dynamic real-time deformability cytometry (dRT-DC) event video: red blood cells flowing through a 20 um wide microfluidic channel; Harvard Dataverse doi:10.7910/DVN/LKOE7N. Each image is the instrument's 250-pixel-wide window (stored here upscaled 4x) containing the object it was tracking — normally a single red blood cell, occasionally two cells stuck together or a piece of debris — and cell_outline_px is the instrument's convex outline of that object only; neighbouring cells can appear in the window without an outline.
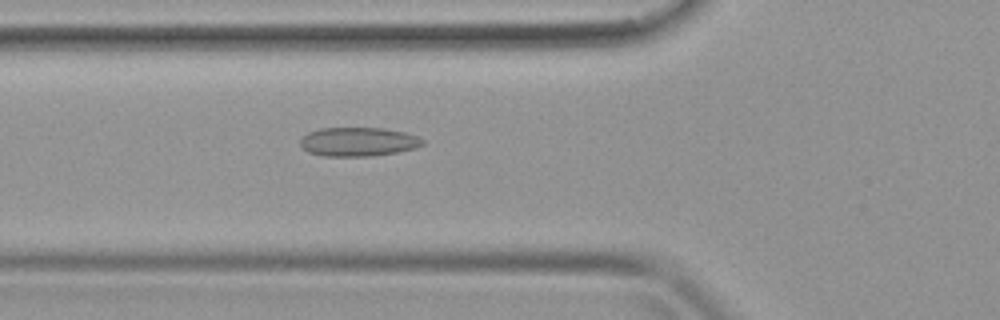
{"species": "common noctule bat (a hibernating species)", "species_latin": "Nyctalus noctula", "temperature_condition": "warm", "stored_images_in_passage": 39, "camera_frame_rate_fps": 3000, "um_per_image_px": 0.085, "animal": {"sex": "female", "body_mass_g": 19.9}, "frame": {"image": 1, "passage_image": 14, "time_ms": 4.333, "image_size_px": [1000, 320], "cell_outline_px": [[424, 144], [416, 148], [396, 152], [372, 156], [324, 156], [308, 152], [300, 144], [300, 140], [308, 132], [320, 128], [384, 128], [404, 132], [416, 136], [424, 140]], "centroid_in_image_um": [30.45, 12.05], "position_along_channel_um": 95.3, "area_um2": 20.58}}
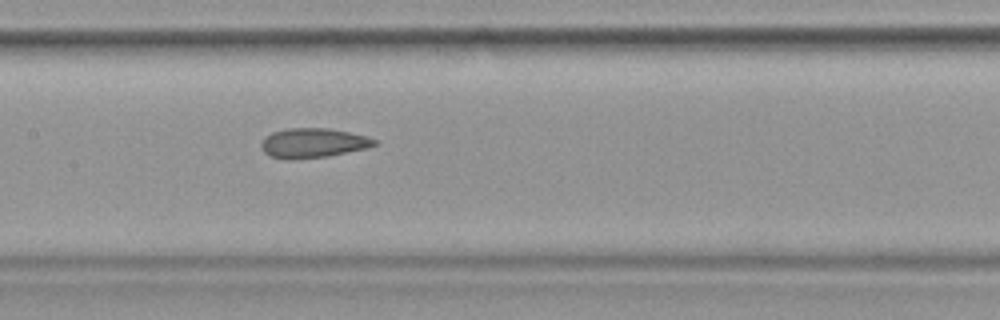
{"frame": {"image": 2, "passage_image": 19, "time_ms": 6.0, "image_size_px": [1000, 320], "cell_outline_px": [[380, 144], [368, 148], [328, 156], [288, 160], [284, 160], [272, 156], [264, 152], [260, 148], [260, 144], [264, 136], [272, 132], [288, 128], [328, 128], [368, 136], [376, 140]], "centroid_in_image_um": [26.61, 12.15], "position_along_channel_um": 180.8, "area_um2": 19.77}}
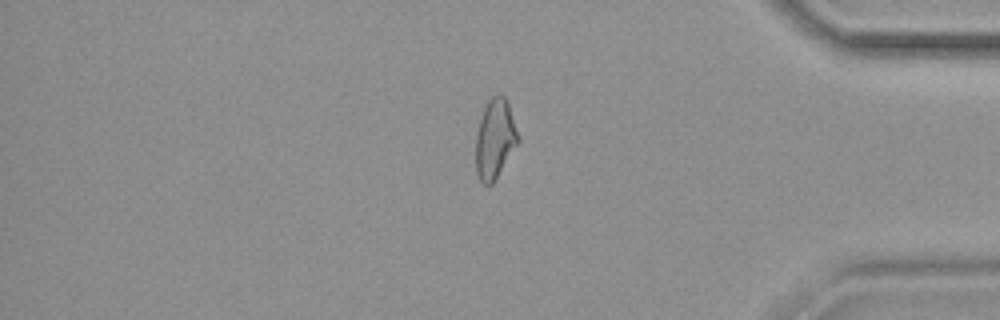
{"frame": {"image": 3, "passage_image": 33, "time_ms": 10.667, "image_size_px": [1000, 320], "cell_outline_px": [[520, 140], [492, 184], [480, 184], [476, 172], [476, 136], [480, 120], [484, 108], [488, 100], [492, 96], [500, 92], [508, 100]], "centroid_in_image_um": [42.07, 11.78], "position_along_channel_um": 393.1, "area_um2": 19.65}}